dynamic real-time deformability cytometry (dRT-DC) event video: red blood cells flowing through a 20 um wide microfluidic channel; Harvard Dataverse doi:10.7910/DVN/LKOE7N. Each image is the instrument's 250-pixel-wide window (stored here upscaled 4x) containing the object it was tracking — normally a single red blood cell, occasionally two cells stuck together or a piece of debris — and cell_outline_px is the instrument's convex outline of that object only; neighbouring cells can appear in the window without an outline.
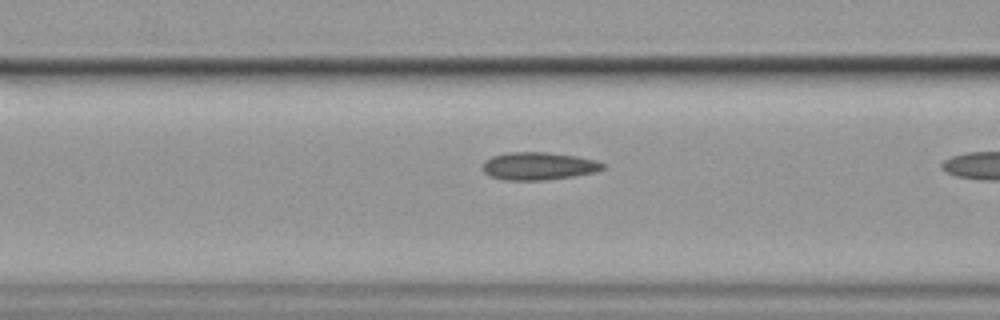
{"species": "common noctule bat (a hibernating species)", "species_latin": "Nyctalus noctula", "temperature_condition": "cold", "stored_images_in_passage": 20, "camera_frame_rate_fps": 3000, "um_per_image_px": 0.085, "animal": {"sex": "female", "body_mass_g": 19.9}, "frame": {"image": 1, "passage_image": 19, "time_ms": 6.0, "image_size_px": [1000, 320], "cell_outline_px": [[604, 168], [596, 172], [572, 176], [544, 180], [504, 180], [488, 176], [480, 168], [480, 164], [484, 160], [492, 156], [508, 152], [548, 152], [576, 156], [596, 160], [604, 164]], "centroid_in_image_um": [45.7, 14.11], "position_along_channel_um": 120.9, "area_um2": 19.65}}